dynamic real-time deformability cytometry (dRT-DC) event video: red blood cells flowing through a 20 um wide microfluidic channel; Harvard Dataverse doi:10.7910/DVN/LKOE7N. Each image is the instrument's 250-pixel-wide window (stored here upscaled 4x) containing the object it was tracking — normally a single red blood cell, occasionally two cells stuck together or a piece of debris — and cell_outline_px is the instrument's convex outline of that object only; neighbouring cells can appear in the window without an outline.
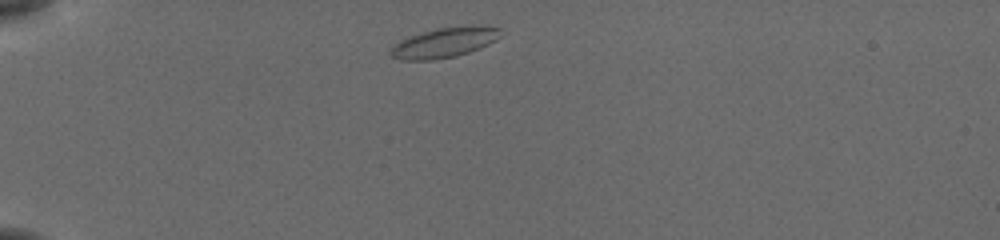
{"species": "common noctule bat (a hibernating species)", "species_latin": "Nyctalus noctula", "temperature_condition": "cold", "stored_images_in_passage": 42, "camera_frame_rate_fps": 3000, "um_per_image_px": 0.085, "animal": {"sex": "female", "body_mass_g": 19.5, "forearm_length_mm": 54.1}, "frame": {"image": 1, "passage_image": 2, "time_ms": 0.333, "image_size_px": [1000, 240], "cell_outline_px": [[500, 36], [496, 40], [480, 48], [456, 56], [432, 60], [400, 60], [392, 56], [388, 52], [400, 40], [424, 32], [440, 28], [472, 24], [500, 28]], "centroid_in_image_um": [37.8, 3.62], "position_along_channel_um": 47.2, "area_um2": 19.07}}
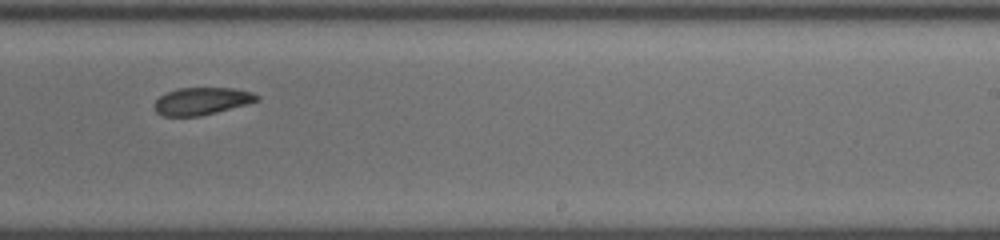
{"frame": {"image": 2, "passage_image": 23, "time_ms": 7.333, "image_size_px": [1000, 240], "cell_outline_px": [[260, 100], [216, 112], [200, 116], [164, 116], [156, 112], [156, 100], [164, 92], [180, 88], [236, 88], [252, 92], [260, 96]], "centroid_in_image_um": [17.16, 8.58], "position_along_channel_um": 271.8, "area_um2": 16.24}}
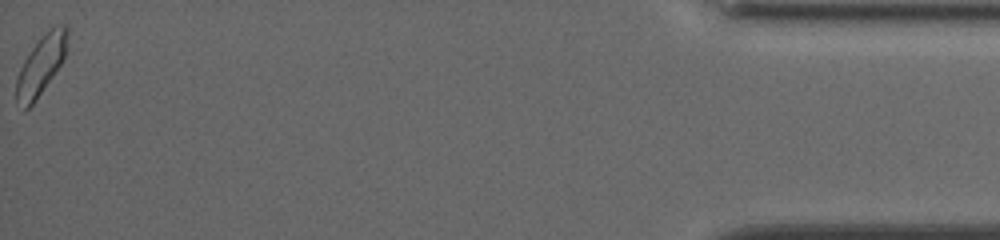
{"frame": {"image": 3, "passage_image": 42, "time_ms": 13.667, "image_size_px": [1000, 240], "cell_outline_px": [[68, 48], [60, 64], [52, 76], [32, 104], [28, 108], [24, 108], [16, 100], [16, 80], [20, 68], [24, 60], [32, 48], [48, 28], [56, 24], [64, 24], [68, 28]], "centroid_in_image_um": [3.51, 5.45], "position_along_channel_um": 431.7, "area_um2": 17.34}, "authors_computed_cell_mechanics": {"area_um2": 17.2533, "velocity_mm_per_s": 3.7787, "shape_relaxation_time_tau1_ms": 8.2186, "shape_relaxation_time_tau2_ms": 2.9515, "deformation_change_tau1": 0.1315, "deformation_change_tau2": 0.0855}}